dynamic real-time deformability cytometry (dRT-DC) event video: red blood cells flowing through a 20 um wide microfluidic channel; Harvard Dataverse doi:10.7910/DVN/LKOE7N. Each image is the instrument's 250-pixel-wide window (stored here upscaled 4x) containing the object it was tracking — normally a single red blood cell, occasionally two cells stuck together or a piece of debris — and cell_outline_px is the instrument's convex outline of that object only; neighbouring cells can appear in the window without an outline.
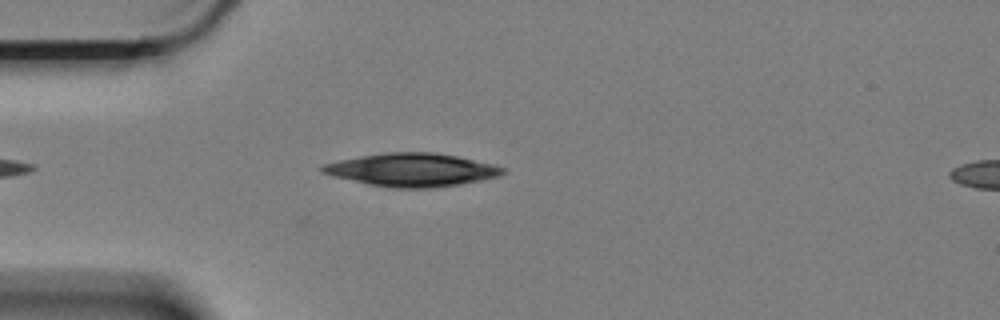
{"species": "Egyptian fruit bat (a non-hibernating species)", "species_latin": "Rousettus aegyptiacus", "temperature_condition": "cold", "stored_images_in_passage": 5, "camera_frame_rate_fps": 3000, "um_per_image_px": 0.085, "animal": {"sex": "female"}, "frame": {"image": 1, "passage_image": 5, "time_ms": 1.333, "image_size_px": [1000, 320], "cell_outline_px": [[508, 172], [500, 176], [460, 184], [432, 188], [388, 188], [368, 184], [332, 176], [320, 172], [320, 168], [324, 164], [340, 160], [388, 152], [436, 152], [456, 156], [492, 164], [504, 168]], "centroid_in_image_um": [35.02, 14.45], "position_along_channel_um": 50.0, "area_um2": 34.74}}